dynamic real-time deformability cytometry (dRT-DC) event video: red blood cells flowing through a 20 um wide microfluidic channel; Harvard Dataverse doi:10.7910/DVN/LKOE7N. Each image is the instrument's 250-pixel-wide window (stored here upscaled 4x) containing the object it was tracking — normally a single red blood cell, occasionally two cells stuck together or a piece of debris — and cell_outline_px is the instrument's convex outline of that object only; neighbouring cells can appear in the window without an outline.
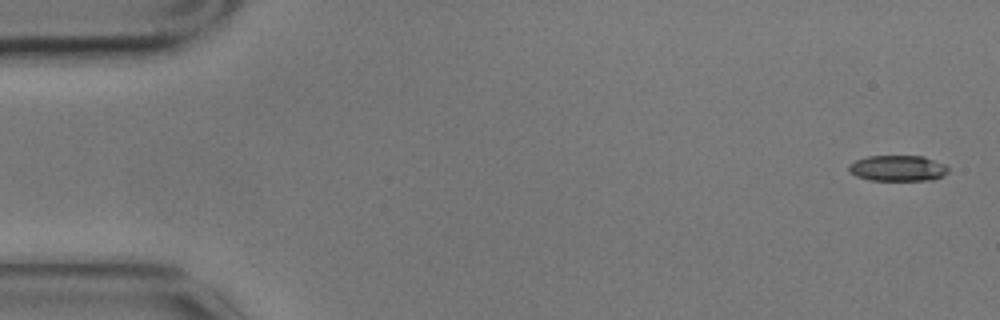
{"species": "common noctule bat (a hibernating species)", "species_latin": "Nyctalus noctula", "temperature_condition": "cold", "stored_images_in_passage": 4, "camera_frame_rate_fps": 3000, "um_per_image_px": 0.085, "animal": {"sex": "male", "body_mass_g": 17.9}, "frame": {"image": 1, "passage_image": 1, "time_ms": 0.0, "image_size_px": [1000, 320], "cell_outline_px": [[948, 172], [944, 176], [932, 180], [868, 180], [856, 176], [848, 172], [848, 164], [856, 160], [868, 156], [924, 156], [944, 164], [948, 168]], "centroid_in_image_um": [76.29, 14.3], "position_along_channel_um": 8.7, "area_um2": 15.09}}
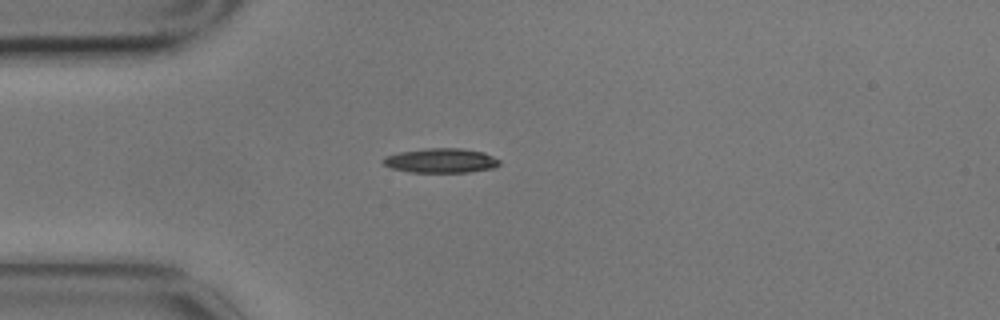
{"frame": {"image": 2, "passage_image": 4, "time_ms": 1.0, "image_size_px": [1000, 320], "cell_outline_px": [[500, 164], [496, 168], [468, 172], [408, 172], [392, 168], [384, 164], [380, 160], [384, 156], [400, 152], [424, 148], [460, 148], [484, 152], [500, 160]], "centroid_in_image_um": [37.48, 13.65], "position_along_channel_um": 47.5, "area_um2": 16.76}}